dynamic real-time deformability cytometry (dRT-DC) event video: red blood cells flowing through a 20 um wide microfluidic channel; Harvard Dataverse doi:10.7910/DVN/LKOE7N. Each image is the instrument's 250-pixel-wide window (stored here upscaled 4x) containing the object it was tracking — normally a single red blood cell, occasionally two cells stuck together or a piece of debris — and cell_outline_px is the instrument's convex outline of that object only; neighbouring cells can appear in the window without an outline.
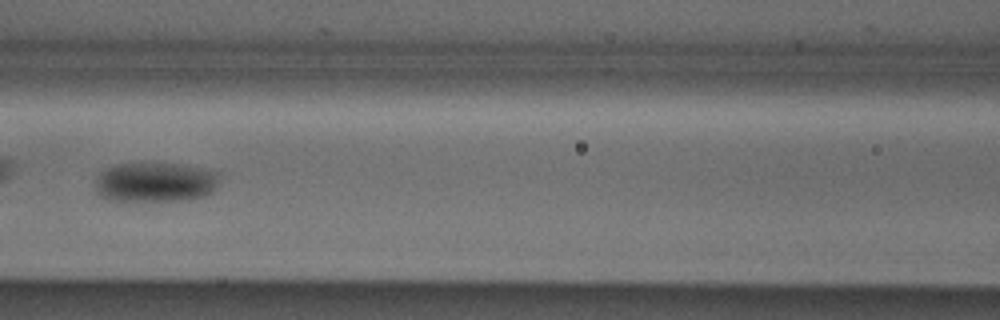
{"species": "Egyptian fruit bat (a non-hibernating species)", "species_latin": "Rousettus aegyptiacus", "temperature_condition": "cold", "stored_images_in_passage": 52, "camera_frame_rate_fps": 3000, "um_per_image_px": 0.085, "animal": {"sex": "male"}, "frame": {"image": 1, "passage_image": 23, "time_ms": 7.333, "image_size_px": [1000, 320], "cell_outline_px": [[224, 176], [216, 188], [212, 192], [204, 196], [188, 200], [108, 200], [100, 196], [96, 192], [96, 176], [100, 172], [116, 164], [180, 164], [220, 172]], "centroid_in_image_um": [13.26, 15.49], "position_along_channel_um": 153.3, "area_um2": 28.9}}
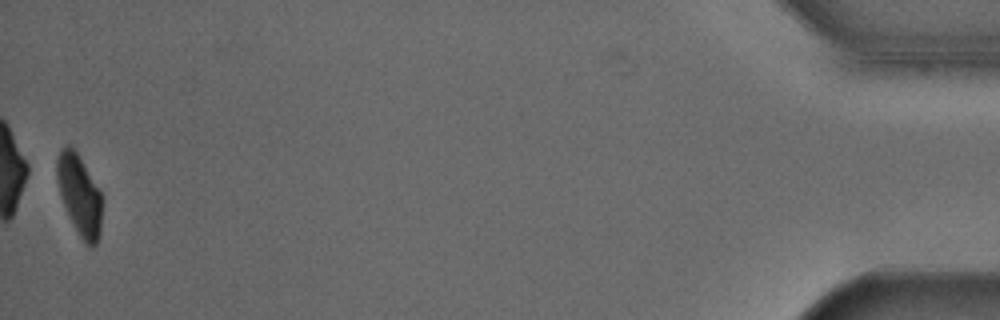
{"frame": {"image": 2, "passage_image": 52, "time_ms": 17.0, "image_size_px": [1000, 320], "cell_outline_px": [[100, 236], [96, 244], [92, 248], [80, 236], [60, 196], [56, 180], [56, 160], [60, 152], [68, 144], [76, 152], [100, 192]], "centroid_in_image_um": [6.72, 16.57], "position_along_channel_um": 428.5, "area_um2": 20.23}, "authors_computed_cell_mechanics": {"area_um2": 26.5591, "velocity_mm_per_s": 3.8687, "shape_relaxation_time_tau1_ms": 3.4907, "shape_relaxation_time_tau2_ms": null, "deformation_change_tau1": 0.0946, "deformation_change_tau2": null}}